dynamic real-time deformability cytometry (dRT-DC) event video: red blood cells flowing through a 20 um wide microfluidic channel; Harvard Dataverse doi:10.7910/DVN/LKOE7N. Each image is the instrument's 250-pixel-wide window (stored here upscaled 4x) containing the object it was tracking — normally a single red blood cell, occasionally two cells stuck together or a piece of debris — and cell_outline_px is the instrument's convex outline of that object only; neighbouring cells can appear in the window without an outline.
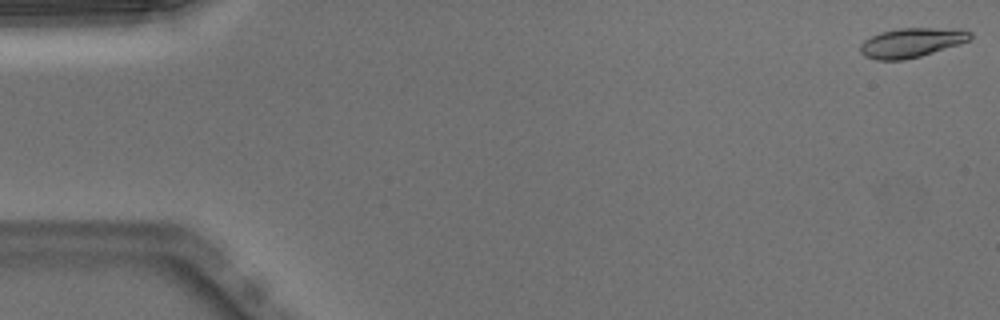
{"species": "Egyptian fruit bat (a non-hibernating species)", "species_latin": "Rousettus aegyptiacus", "temperature_condition": "warm", "stored_images_in_passage": 50, "camera_frame_rate_fps": 3000, "um_per_image_px": 0.085, "animal": {"sex": "male"}, "frame": {"image": 1, "passage_image": 1, "time_ms": 0.0, "image_size_px": [1000, 320], "cell_outline_px": [[972, 36], [968, 40], [960, 44], [920, 56], [904, 60], [876, 60], [864, 56], [860, 52], [860, 44], [864, 40], [880, 32], [900, 28], [964, 28], [972, 32]], "centroid_in_image_um": [77.5, 3.61], "position_along_channel_um": 7.5, "area_um2": 19.02}}
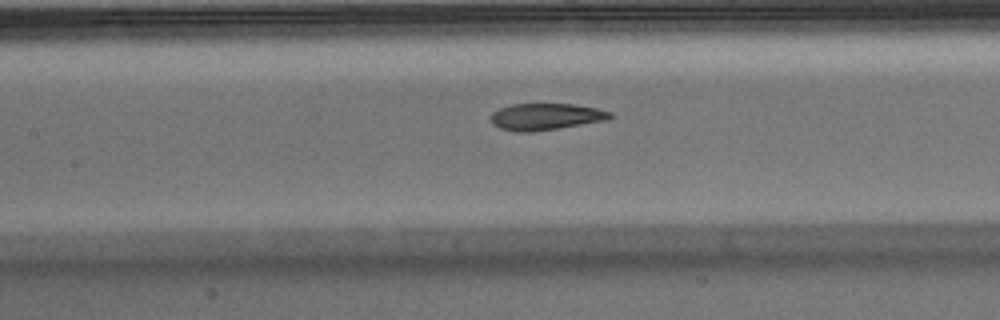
{"frame": {"image": 2, "passage_image": 23, "time_ms": 7.333, "image_size_px": [1000, 320], "cell_outline_px": [[612, 116], [608, 120], [532, 132], [516, 132], [500, 128], [492, 124], [492, 112], [500, 108], [512, 104], [572, 104], [596, 108], [612, 112]], "centroid_in_image_um": [46.39, 9.92], "position_along_channel_um": 161.0, "area_um2": 18.44}}
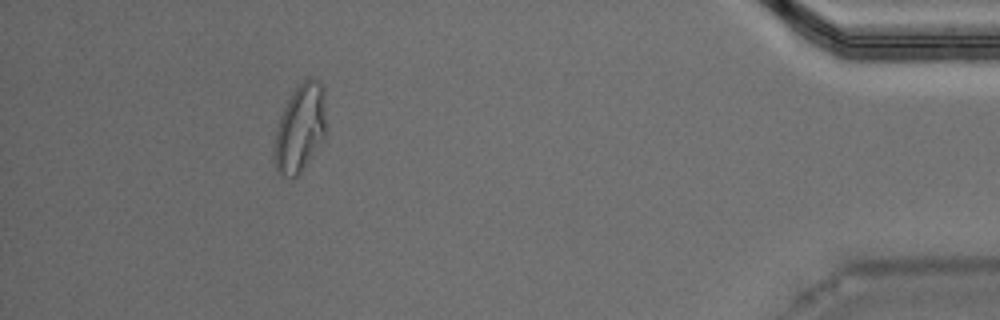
{"frame": {"image": 3, "passage_image": 46, "time_ms": 15.0, "image_size_px": [1000, 320], "cell_outline_px": [[324, 140], [300, 172], [292, 180], [280, 176], [276, 172], [272, 156], [276, 128], [280, 116], [292, 92], [308, 76], [316, 80], [324, 88]], "centroid_in_image_um": [25.46, 10.97], "position_along_channel_um": 409.7, "area_um2": 26.7}, "authors_computed_cell_mechanics": {"area_um2": 19.3052, "velocity_mm_per_s": 3.9821, "shape_relaxation_time_tau1_ms": 8.5988, "shape_relaxation_time_tau2_ms": 1.4452, "deformation_change_tau1": 0.2831, "deformation_change_tau2": 0.0682}}